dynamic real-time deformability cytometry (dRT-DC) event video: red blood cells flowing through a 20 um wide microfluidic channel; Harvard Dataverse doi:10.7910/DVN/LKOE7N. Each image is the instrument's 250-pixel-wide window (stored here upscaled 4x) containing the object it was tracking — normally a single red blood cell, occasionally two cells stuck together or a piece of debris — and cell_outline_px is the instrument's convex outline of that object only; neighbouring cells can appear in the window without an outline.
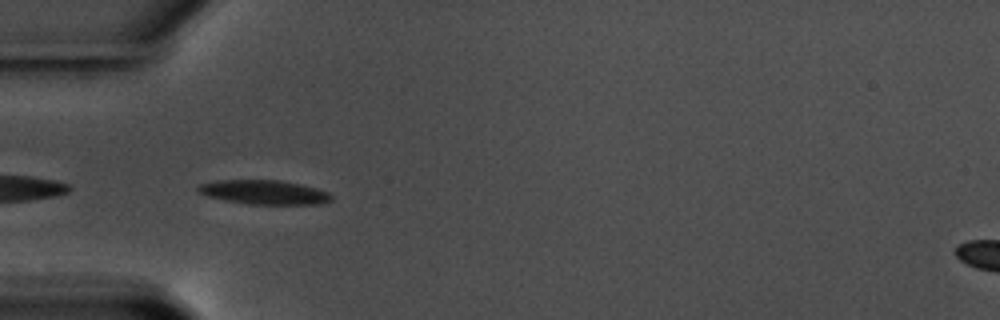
{"species": "common noctule bat (a hibernating species)", "species_latin": "Nyctalus noctula", "temperature_condition": "warm", "stored_images_in_passage": 33, "camera_frame_rate_fps": 3000, "um_per_image_px": 0.085, "animal": {"sex": "male", "body_mass_g": 17.5, "forearm_length_mm": 52.3}, "frame": {"image": 1, "passage_image": 2, "time_ms": 0.333, "image_size_px": [1000, 320], "cell_outline_px": [[332, 200], [320, 204], [248, 204], [224, 200], [208, 196], [196, 192], [196, 188], [200, 184], [216, 180], [280, 180], [300, 184], [316, 188], [328, 192], [332, 196]], "centroid_in_image_um": [22.42, 16.34], "position_along_channel_um": 62.6, "area_um2": 18.84}}
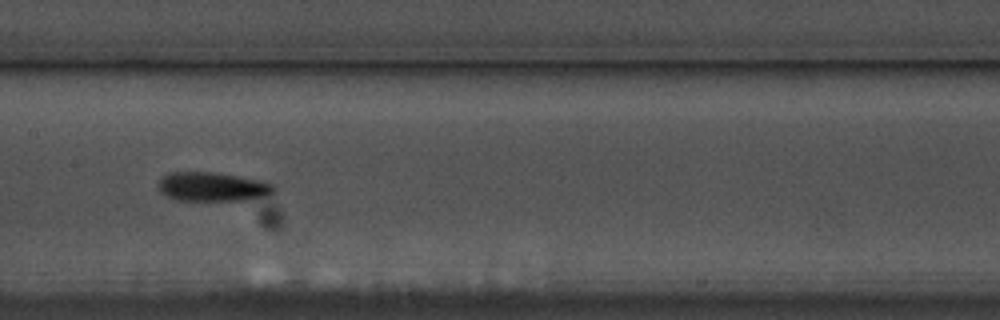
{"frame": {"image": 2, "passage_image": 13, "time_ms": 4.0, "image_size_px": [1000, 320], "cell_outline_px": [[276, 192], [264, 196], [248, 200], [176, 200], [160, 192], [156, 188], [156, 184], [168, 172], [216, 172], [264, 180], [276, 184]], "centroid_in_image_um": [18.1, 15.86], "position_along_channel_um": 189.3, "area_um2": 20.0}}
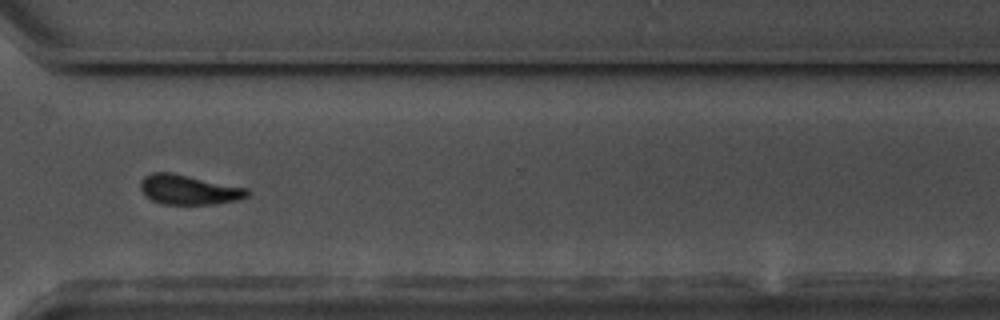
{"frame": {"image": 3, "passage_image": 27, "time_ms": 8.667, "image_size_px": [1000, 320], "cell_outline_px": [[248, 196], [236, 200], [216, 204], [164, 204], [152, 200], [140, 188], [140, 180], [144, 176], [152, 172], [172, 172], [248, 188]], "centroid_in_image_um": [16.04, 16.11], "position_along_channel_um": 354.6, "area_um2": 18.44}, "authors_computed_cell_mechanics": {"area_um2": 18.8428, "velocity_mm_per_s": 3.5407, "shape_relaxation_time_tau1_ms": 3.6351, "shape_relaxation_time_tau2_ms": 7.6485, "deformation_change_tau1": 0.1141, "deformation_change_tau2": 0.1416}}